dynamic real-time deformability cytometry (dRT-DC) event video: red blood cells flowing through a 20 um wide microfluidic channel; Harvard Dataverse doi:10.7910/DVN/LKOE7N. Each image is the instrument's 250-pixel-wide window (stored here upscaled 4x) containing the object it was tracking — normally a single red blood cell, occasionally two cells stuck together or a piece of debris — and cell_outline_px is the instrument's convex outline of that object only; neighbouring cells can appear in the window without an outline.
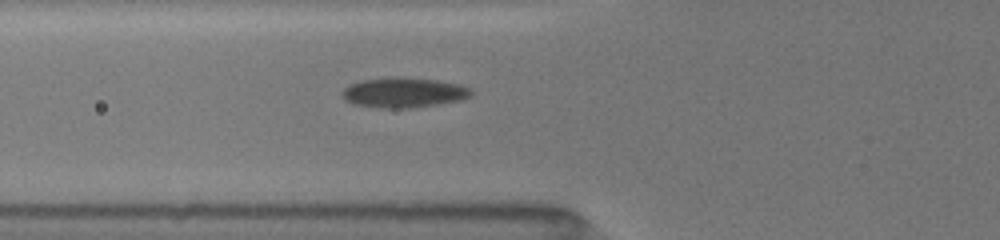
{"species": "common noctule bat (a hibernating species)", "species_latin": "Nyctalus noctula", "temperature_condition": "room temperature", "stored_images_in_passage": 12, "camera_frame_rate_fps": 3000, "um_per_image_px": 0.085, "animal": {"sex": "female", "body_mass_g": 19.5, "forearm_length_mm": 54.1}, "frame": {"image": 1, "passage_image": 2, "time_ms": 0.667, "image_size_px": [1000, 240], "cell_outline_px": [[472, 96], [464, 100], [408, 108], [380, 108], [352, 104], [344, 100], [340, 92], [348, 84], [360, 80], [440, 80], [460, 84], [472, 88]], "centroid_in_image_um": [34.33, 7.92], "position_along_channel_um": 91.5, "area_um2": 21.96}}
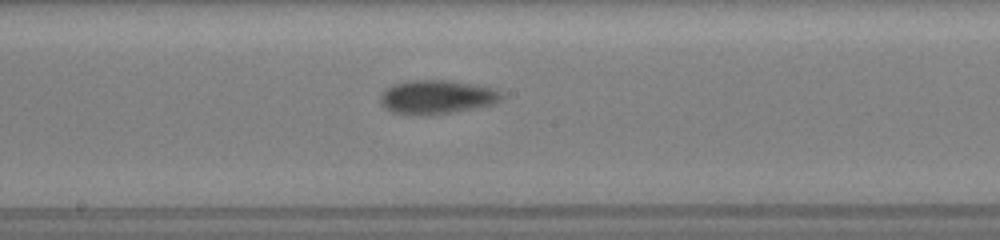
{"frame": {"image": 2, "passage_image": 7, "time_ms": 3.667, "image_size_px": [1000, 240], "cell_outline_px": [[504, 100], [492, 104], [472, 108], [448, 112], [420, 116], [392, 112], [384, 108], [380, 104], [380, 92], [392, 84], [408, 80], [448, 80], [496, 88], [504, 92]], "centroid_in_image_um": [37.11, 8.23], "position_along_channel_um": 211.1, "area_um2": 24.22}}
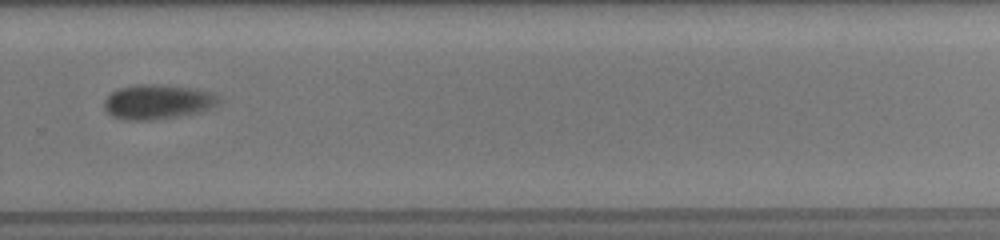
{"frame": {"image": 3, "passage_image": 11, "time_ms": 6.333, "image_size_px": [1000, 240], "cell_outline_px": [[220, 104], [212, 108], [196, 112], [176, 116], [148, 120], [124, 120], [112, 116], [104, 108], [104, 100], [116, 88], [136, 84], [164, 84], [196, 88], [212, 92], [220, 100]], "centroid_in_image_um": [13.39, 8.63], "position_along_channel_um": 316.4, "area_um2": 23.29}}